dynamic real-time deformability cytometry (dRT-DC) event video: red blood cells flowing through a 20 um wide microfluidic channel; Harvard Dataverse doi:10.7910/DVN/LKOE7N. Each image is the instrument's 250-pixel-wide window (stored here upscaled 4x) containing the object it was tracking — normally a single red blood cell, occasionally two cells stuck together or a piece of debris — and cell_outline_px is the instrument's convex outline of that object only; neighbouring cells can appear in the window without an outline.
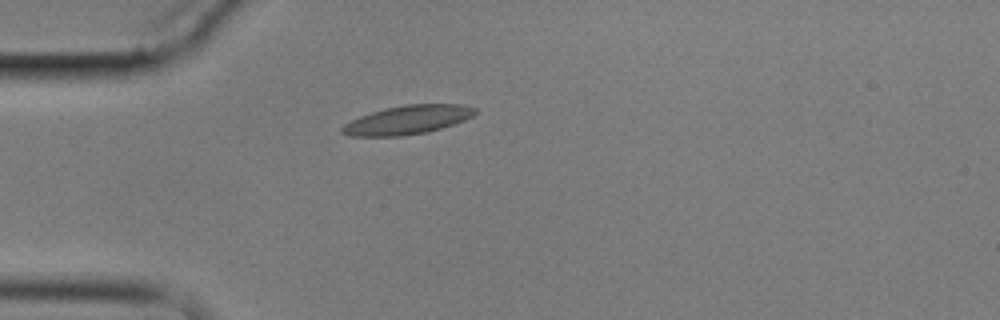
{"species": "common noctule bat (a hibernating species)", "species_latin": "Nyctalus noctula", "temperature_condition": "cold", "stored_images_in_passage": 1, "camera_frame_rate_fps": 3000, "um_per_image_px": 0.085, "animal": {"sex": "male", "body_mass_g": 17.9}, "frame": {"image": 1, "passage_image": 1, "time_ms": 0.0, "image_size_px": [1000, 320], "cell_outline_px": [[476, 112], [472, 116], [464, 120], [440, 128], [424, 132], [400, 136], [348, 136], [340, 132], [340, 128], [344, 124], [360, 116], [384, 108], [404, 104], [464, 104], [476, 108]], "centroid_in_image_um": [34.61, 10.18], "position_along_channel_um": 50.4, "area_um2": 22.2}}